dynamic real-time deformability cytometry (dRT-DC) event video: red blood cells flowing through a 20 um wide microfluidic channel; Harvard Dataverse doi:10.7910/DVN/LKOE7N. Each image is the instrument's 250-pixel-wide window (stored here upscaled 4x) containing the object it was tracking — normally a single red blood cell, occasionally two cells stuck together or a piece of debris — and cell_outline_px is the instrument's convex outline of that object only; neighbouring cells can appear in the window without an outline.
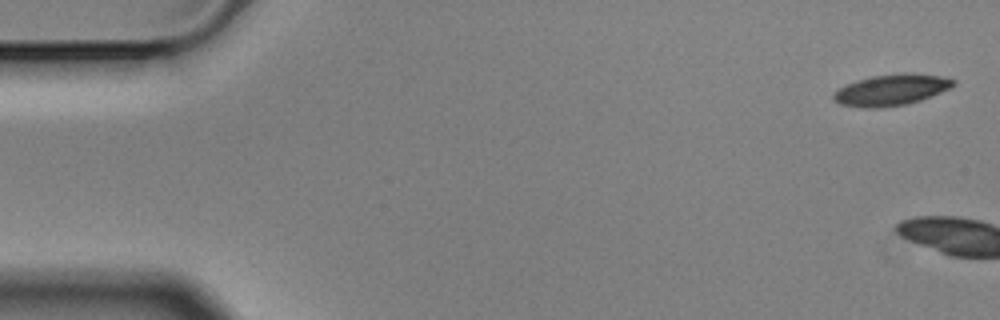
{"species": "Egyptian fruit bat (a non-hibernating species)", "species_latin": "Rousettus aegyptiacus", "temperature_condition": "cold", "stored_images_in_passage": 7, "camera_frame_rate_fps": 3000, "um_per_image_px": 0.085, "animal": {"sex": "male"}, "frame": {"image": 1, "passage_image": 1, "time_ms": 0.0, "image_size_px": [1000, 320], "cell_outline_px": [[956, 84], [952, 88], [920, 100], [908, 104], [880, 108], [864, 108], [840, 104], [832, 96], [840, 88], [848, 84], [872, 76], [940, 76], [956, 80]], "centroid_in_image_um": [75.76, 7.71], "position_along_channel_um": 9.2, "area_um2": 20.63}}